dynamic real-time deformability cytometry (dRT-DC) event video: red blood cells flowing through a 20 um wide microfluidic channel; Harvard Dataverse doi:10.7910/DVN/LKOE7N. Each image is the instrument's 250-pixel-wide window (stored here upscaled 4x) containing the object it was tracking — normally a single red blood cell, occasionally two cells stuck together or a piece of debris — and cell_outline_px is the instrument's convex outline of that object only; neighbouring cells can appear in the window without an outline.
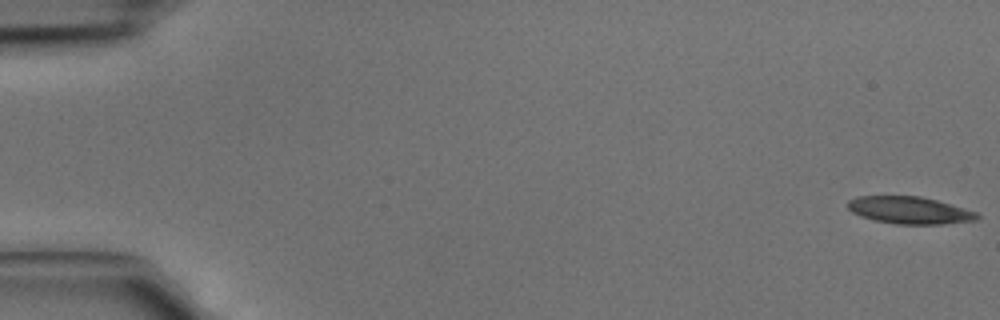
{"species": "common noctule bat (a hibernating species)", "species_latin": "Nyctalus noctula", "temperature_condition": "cold", "stored_images_in_passage": 5, "camera_frame_rate_fps": 3000, "um_per_image_px": 0.085, "animal": {"sex": "male", "body_mass_g": 15.6}, "frame": {"image": 1, "passage_image": 1, "time_ms": 0.0, "image_size_px": [1000, 320], "cell_outline_px": [[980, 216], [976, 220], [940, 224], [896, 224], [872, 220], [860, 216], [852, 212], [848, 208], [848, 200], [856, 196], [920, 196], [936, 200], [964, 208], [976, 212]], "centroid_in_image_um": [77.27, 17.87], "position_along_channel_um": 7.7, "area_um2": 20.46}}
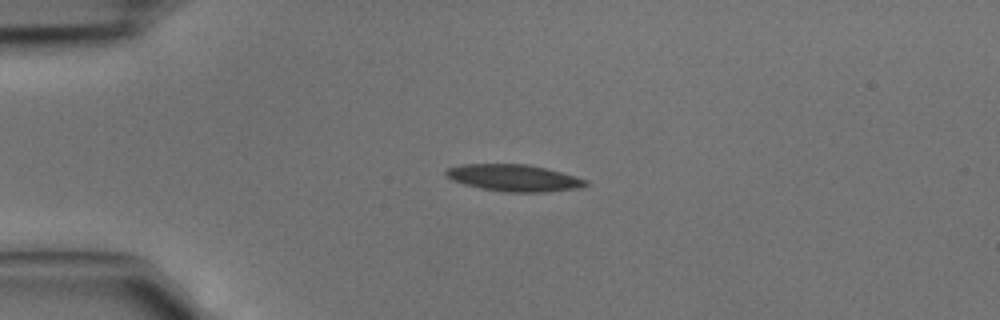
{"frame": {"image": 2, "passage_image": 4, "time_ms": 1.0, "image_size_px": [1000, 320], "cell_outline_px": [[588, 184], [580, 188], [544, 192], [504, 192], [480, 188], [464, 184], [452, 180], [444, 172], [448, 168], [460, 164], [528, 164], [576, 176], [588, 180]], "centroid_in_image_um": [43.69, 15.12], "position_along_channel_um": 41.3, "area_um2": 21.79}}
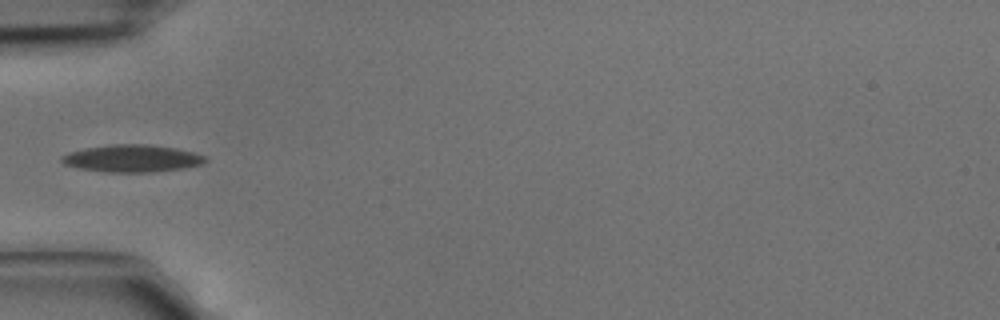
{"frame": {"image": 3, "passage_image": 5, "time_ms": 1.333, "image_size_px": [1000, 320], "cell_outline_px": [[208, 160], [204, 164], [184, 168], [152, 172], [104, 172], [80, 168], [64, 164], [60, 160], [60, 156], [68, 152], [84, 148], [108, 144], [148, 144], [176, 148], [192, 152], [204, 156]], "centroid_in_image_um": [11.21, 13.46], "position_along_channel_um": 73.8, "area_um2": 23.0}}